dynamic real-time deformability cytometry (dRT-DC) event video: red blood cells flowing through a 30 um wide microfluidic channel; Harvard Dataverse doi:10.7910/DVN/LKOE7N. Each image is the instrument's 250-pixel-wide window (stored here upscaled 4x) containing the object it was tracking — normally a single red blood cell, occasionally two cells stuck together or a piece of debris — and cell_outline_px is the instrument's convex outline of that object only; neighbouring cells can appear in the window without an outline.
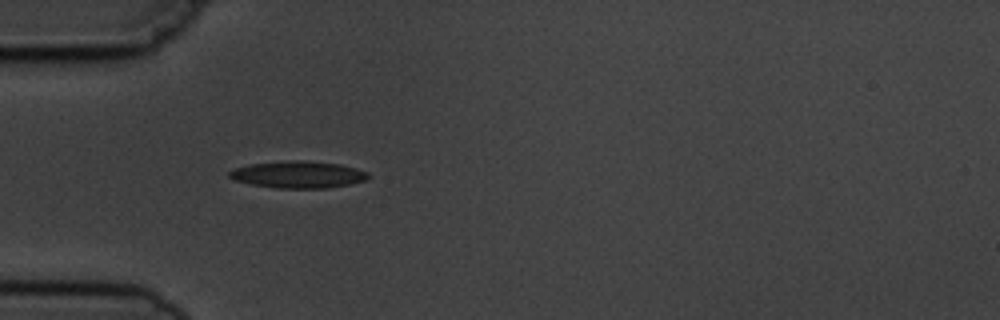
{"species": "common noctule bat (a hibernating species)", "species_latin": "Nyctalus noctula", "temperature_condition": "cold", "stored_images_in_passage": 4, "camera_frame_rate_fps": 3000, "um_per_image_px": 0.085, "animal": {"sex": "male", "body_mass_g": 19.5, "forearm_length_mm": 54.6}, "frame": {"image": 1, "passage_image": 1, "time_ms": 0.0, "image_size_px": [1000, 320], "cell_outline_px": [[372, 176], [364, 180], [348, 184], [328, 188], [276, 188], [252, 184], [236, 180], [228, 176], [228, 172], [236, 168], [252, 164], [288, 160], [304, 160], [340, 164], [356, 168], [368, 172]], "centroid_in_image_um": [25.38, 14.83], "position_along_channel_um": 59.6, "area_um2": 21.68}}
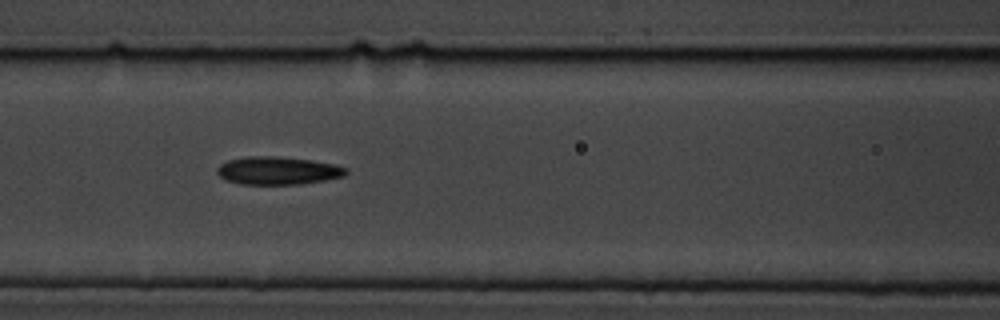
{"frame": {"image": 2, "passage_image": 3, "time_ms": 2.333, "image_size_px": [1000, 320], "cell_outline_px": [[348, 172], [344, 176], [324, 180], [300, 184], [240, 184], [224, 180], [216, 172], [216, 168], [220, 164], [228, 160], [248, 156], [276, 156], [312, 160], [332, 164], [348, 168]], "centroid_in_image_um": [23.58, 14.5], "position_along_channel_um": 143.0, "area_um2": 21.04}}
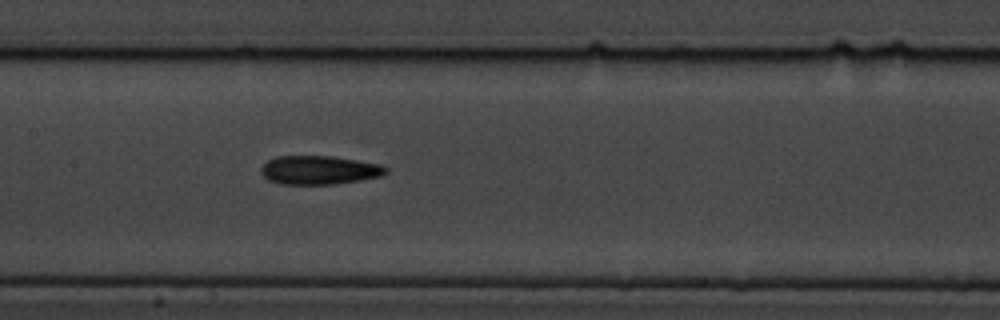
{"frame": {"image": 3, "passage_image": 4, "time_ms": 3.333, "image_size_px": [1000, 320], "cell_outline_px": [[388, 172], [384, 176], [360, 180], [332, 184], [280, 184], [268, 180], [260, 172], [260, 168], [268, 160], [276, 156], [332, 156], [380, 164], [388, 168]], "centroid_in_image_um": [27.14, 14.45], "position_along_channel_um": 180.3, "area_um2": 20.98}}